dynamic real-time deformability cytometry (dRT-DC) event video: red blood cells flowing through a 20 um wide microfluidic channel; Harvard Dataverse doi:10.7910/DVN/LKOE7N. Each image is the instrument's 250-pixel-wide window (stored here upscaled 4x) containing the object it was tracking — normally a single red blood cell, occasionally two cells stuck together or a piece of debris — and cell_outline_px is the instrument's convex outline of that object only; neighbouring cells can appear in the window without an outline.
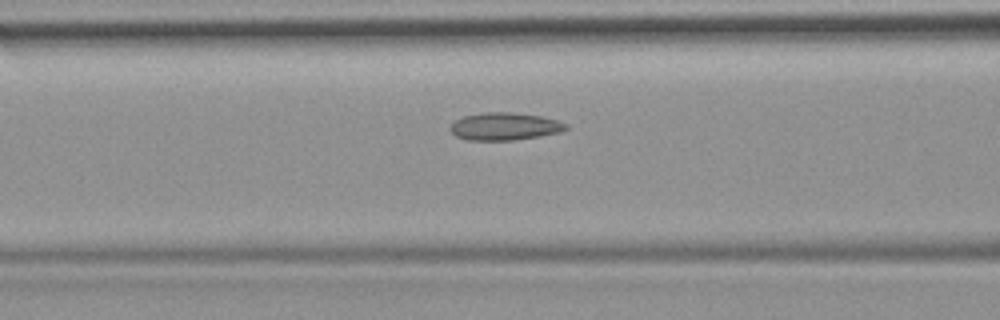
{"species": "common noctule bat (a hibernating species)", "species_latin": "Nyctalus noctula", "temperature_condition": "room temperature", "stored_images_in_passage": 44, "camera_frame_rate_fps": 3000, "um_per_image_px": 0.085, "animal": {"sex": "female", "body_mass_g": 19.9}, "frame": {"image": 1, "passage_image": 13, "time_ms": 4.0, "image_size_px": [1000, 320], "cell_outline_px": [[568, 128], [560, 132], [540, 136], [512, 140], [468, 140], [456, 136], [448, 128], [456, 120], [464, 116], [484, 112], [508, 112], [540, 116], [556, 120], [568, 124]], "centroid_in_image_um": [42.89, 10.74], "position_along_channel_um": 123.7, "area_um2": 18.44}, "authors_computed_cell_mechanics": {"area_um2": 18.2648, "velocity_mm_per_s": 3.9064, "shape_relaxation_time_tau1_ms": null, "shape_relaxation_time_tau2_ms": 3.8008, "deformation_change_tau1": null, "deformation_change_tau2": 0.0972}}